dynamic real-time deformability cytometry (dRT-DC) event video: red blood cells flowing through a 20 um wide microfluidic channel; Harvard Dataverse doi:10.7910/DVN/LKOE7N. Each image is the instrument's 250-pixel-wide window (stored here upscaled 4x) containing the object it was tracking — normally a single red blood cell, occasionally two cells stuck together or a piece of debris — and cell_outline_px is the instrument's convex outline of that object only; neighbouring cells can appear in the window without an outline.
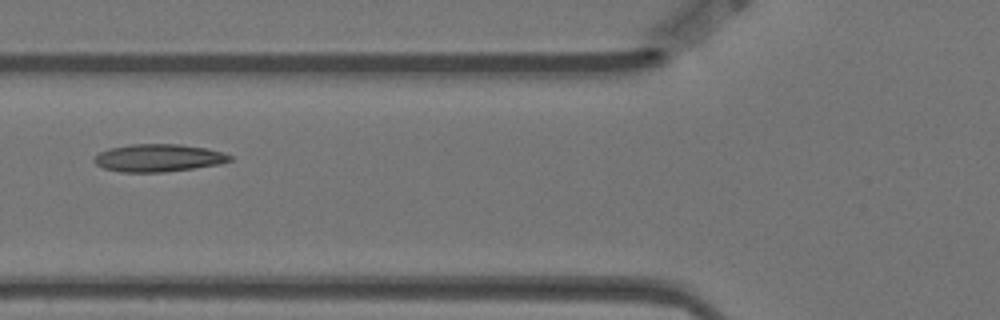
{"species": "Egyptian fruit bat (a non-hibernating species)", "species_latin": "Rousettus aegyptiacus", "temperature_condition": "warm", "stored_images_in_passage": 6, "camera_frame_rate_fps": 3000, "um_per_image_px": 0.085, "animal": {"sex": "female"}, "frame": {"image": 1, "passage_image": 5, "time_ms": 1.333, "image_size_px": [1000, 320], "cell_outline_px": [[232, 160], [220, 164], [164, 172], [120, 172], [104, 168], [96, 164], [92, 160], [100, 152], [108, 148], [132, 144], [180, 144], [204, 148], [224, 152], [232, 156]], "centroid_in_image_um": [13.46, 13.42], "position_along_channel_um": 112.3, "area_um2": 21.79}}
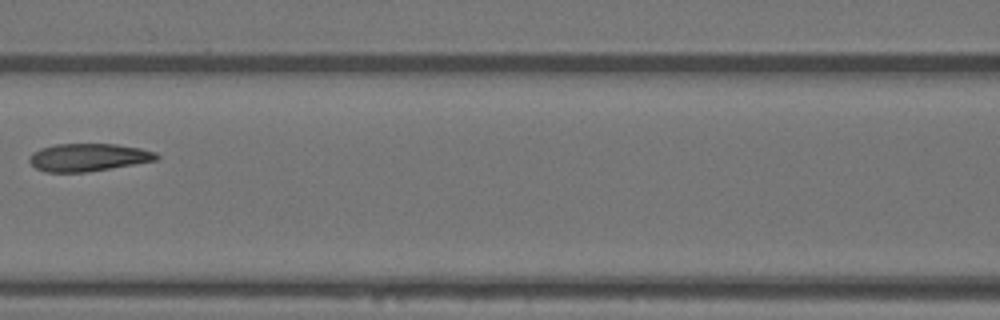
{"frame": {"image": 2, "passage_image": 6, "time_ms": 1.667, "image_size_px": [1000, 320], "cell_outline_px": [[160, 156], [156, 160], [112, 168], [84, 172], [44, 172], [36, 168], [28, 160], [28, 156], [32, 152], [40, 148], [56, 144], [116, 144], [140, 148], [156, 152]], "centroid_in_image_um": [7.47, 13.37], "position_along_channel_um": 159.1, "area_um2": 20.58}}